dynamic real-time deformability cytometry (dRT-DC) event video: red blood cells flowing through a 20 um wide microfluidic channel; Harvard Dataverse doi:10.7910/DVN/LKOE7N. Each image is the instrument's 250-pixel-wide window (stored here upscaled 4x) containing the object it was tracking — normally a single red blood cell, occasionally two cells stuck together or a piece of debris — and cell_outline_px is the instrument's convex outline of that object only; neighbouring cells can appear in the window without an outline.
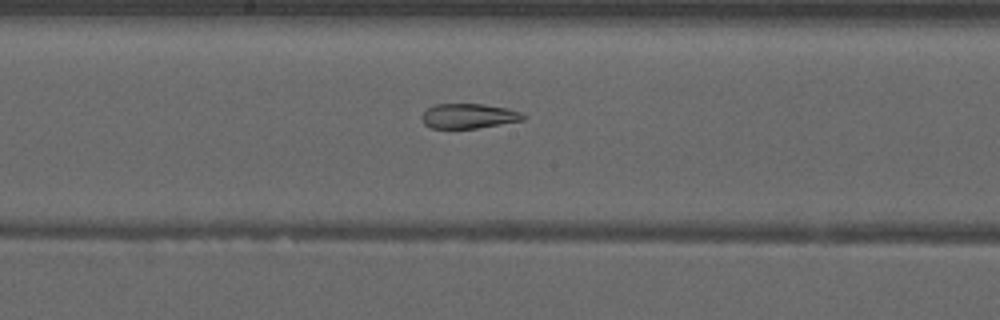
{"species": "common noctule bat (a hibernating species)", "species_latin": "Nyctalus noctula", "temperature_condition": "warm", "stored_images_in_passage": 48, "segment_of_instrument_passage": [2, 2], "camera_frame_rate_fps": 3000, "um_per_image_px": 0.085, "animal": {"sex": "male", "forearm_length_mm": 52.5}, "frame": {"image": 1, "passage_image": 29, "time_ms": 9.333, "image_size_px": [1000, 320], "cell_outline_px": [[528, 116], [524, 120], [476, 128], [432, 128], [424, 124], [420, 116], [428, 108], [436, 104], [484, 104], [508, 108], [520, 112]], "centroid_in_image_um": [39.85, 9.86], "position_along_channel_um": 208.3, "area_um2": 14.68}}
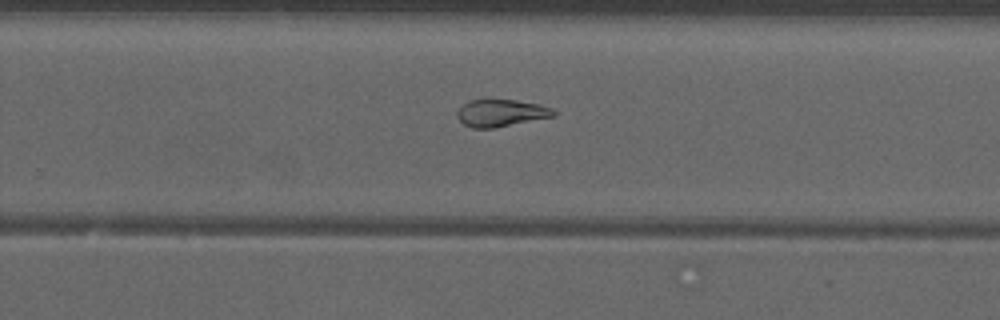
{"frame": {"image": 2, "passage_image": 35, "time_ms": 11.333, "image_size_px": [1000, 320], "cell_outline_px": [[556, 112], [552, 116], [492, 128], [472, 128], [464, 124], [456, 116], [456, 112], [468, 100], [488, 96], [516, 100], [540, 104], [552, 108]], "centroid_in_image_um": [42.51, 9.54], "position_along_channel_um": 287.3, "area_um2": 15.66}}
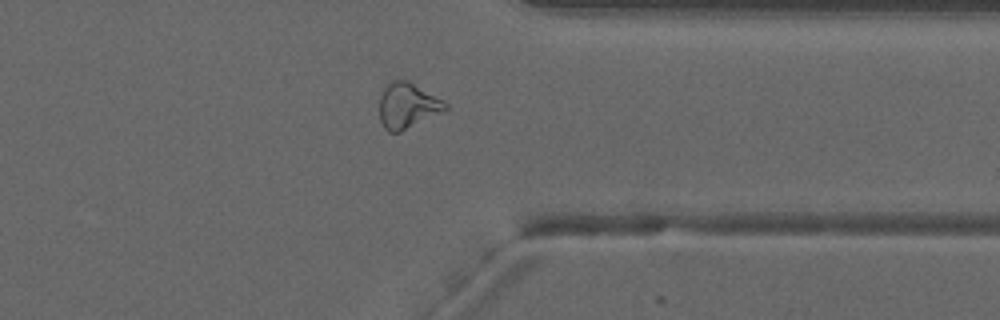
{"frame": {"image": 3, "passage_image": 42, "time_ms": 13.667, "image_size_px": [1000, 320], "cell_outline_px": [[448, 108], [400, 132], [388, 132], [384, 128], [380, 120], [380, 96], [384, 88], [392, 80], [400, 76], [408, 80], [444, 100], [448, 104]], "centroid_in_image_um": [34.61, 8.93], "position_along_channel_um": 376.8, "area_um2": 17.51}}